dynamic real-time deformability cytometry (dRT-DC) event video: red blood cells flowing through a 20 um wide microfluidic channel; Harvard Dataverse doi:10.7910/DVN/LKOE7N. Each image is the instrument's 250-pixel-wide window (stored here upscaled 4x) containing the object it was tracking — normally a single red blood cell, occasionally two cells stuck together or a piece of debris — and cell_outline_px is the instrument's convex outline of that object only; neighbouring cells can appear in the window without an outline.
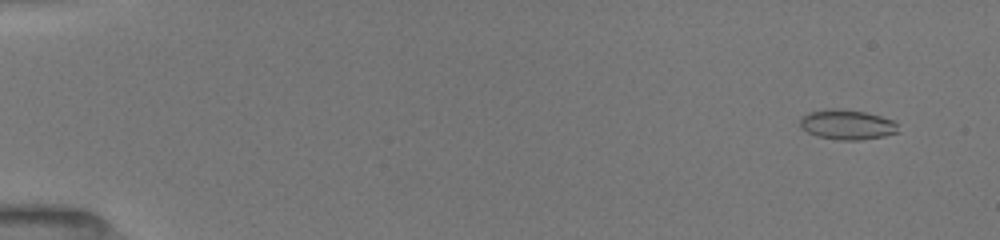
{"species": "common noctule bat (a hibernating species)", "species_latin": "Nyctalus noctula", "temperature_condition": "room temperature", "stored_images_in_passage": 52, "camera_frame_rate_fps": 3000, "um_per_image_px": 0.085, "animal": {"sex": "female", "body_mass_g": 19.5, "forearm_length_mm": 54.1}, "frame": {"image": 1, "passage_image": 4, "time_ms": 1.0, "image_size_px": [1000, 240], "cell_outline_px": [[896, 132], [884, 136], [860, 140], [840, 140], [816, 136], [800, 128], [800, 116], [808, 112], [824, 108], [840, 108], [864, 112], [880, 116], [892, 120], [896, 124]], "centroid_in_image_um": [71.91, 10.58], "position_along_channel_um": 13.1, "area_um2": 17.17}}
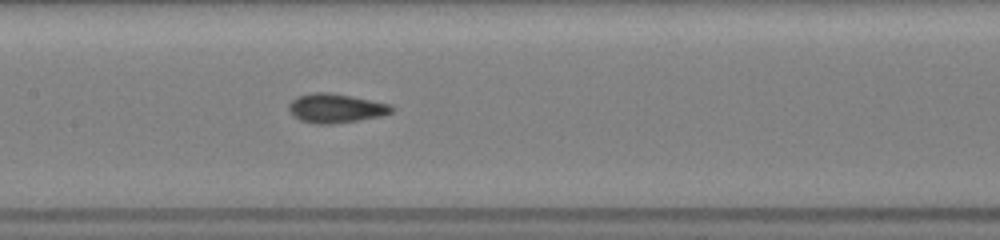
{"frame": {"image": 2, "passage_image": 27, "time_ms": 8.667, "image_size_px": [1000, 240], "cell_outline_px": [[396, 108], [392, 112], [384, 116], [360, 120], [332, 124], [316, 124], [300, 120], [292, 116], [288, 108], [288, 104], [296, 96], [312, 92], [328, 92], [352, 96], [392, 104]], "centroid_in_image_um": [28.56, 9.2], "position_along_channel_um": 178.8, "area_um2": 17.86}}
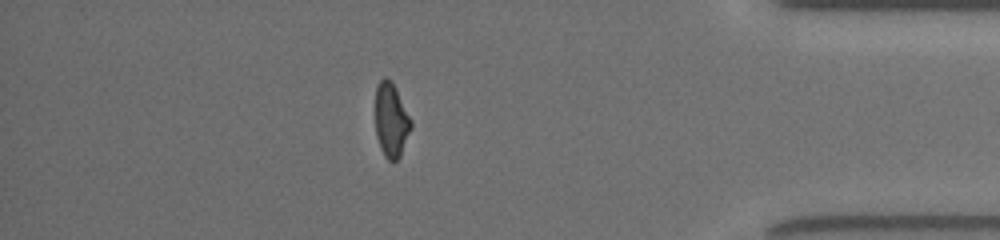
{"frame": {"image": 3, "passage_image": 46, "time_ms": 15.0, "image_size_px": [1000, 240], "cell_outline_px": [[412, 128], [400, 156], [396, 160], [388, 160], [384, 156], [380, 148], [376, 136], [376, 88], [380, 80], [384, 76], [392, 80], [412, 120]], "centroid_in_image_um": [33.26, 10.2], "position_along_channel_um": 401.9, "area_um2": 15.55}, "authors_computed_cell_mechanics": {"area_um2": 16.5019, "velocity_mm_per_s": 4.0291, "shape_relaxation_time_tau1_ms": 11.1159, "shape_relaxation_time_tau2_ms": 1.1153, "deformation_change_tau1": 0.2386, "deformation_change_tau2": 0.0592}}